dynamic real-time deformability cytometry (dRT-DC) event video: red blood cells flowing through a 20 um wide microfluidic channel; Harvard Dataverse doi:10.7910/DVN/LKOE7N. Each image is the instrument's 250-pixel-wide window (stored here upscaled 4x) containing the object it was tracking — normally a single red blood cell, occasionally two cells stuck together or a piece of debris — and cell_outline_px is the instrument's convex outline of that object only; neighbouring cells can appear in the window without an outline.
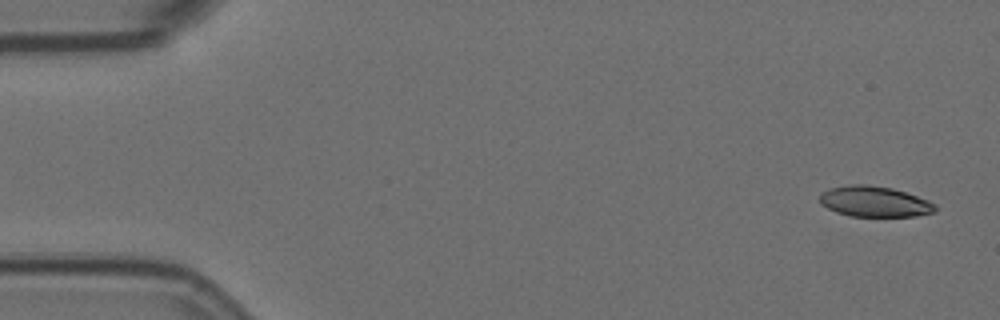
{"species": "Egyptian fruit bat (a non-hibernating species)", "species_latin": "Rousettus aegyptiacus", "temperature_condition": "room temperature", "stored_images_in_passage": 6, "camera_frame_rate_fps": 3000, "um_per_image_px": 0.085, "animal": {"sex": "female"}, "frame": {"image": 1, "passage_image": 1, "time_ms": 0.0, "image_size_px": [1000, 320], "cell_outline_px": [[936, 212], [916, 216], [852, 216], [836, 212], [820, 204], [820, 192], [828, 188], [852, 184], [868, 184], [892, 188], [928, 200], [936, 204]], "centroid_in_image_um": [74.32, 17.13], "position_along_channel_um": 10.7, "area_um2": 20.69}}